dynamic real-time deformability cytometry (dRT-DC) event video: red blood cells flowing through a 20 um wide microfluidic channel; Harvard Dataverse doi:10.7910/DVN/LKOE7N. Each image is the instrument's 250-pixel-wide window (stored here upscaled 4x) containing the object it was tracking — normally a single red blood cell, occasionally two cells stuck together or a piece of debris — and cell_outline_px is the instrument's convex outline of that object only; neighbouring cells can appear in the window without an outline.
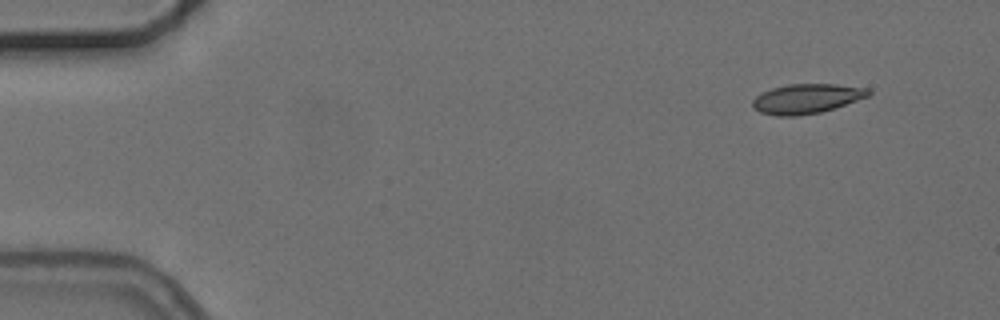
{"species": "common noctule bat (a hibernating species)", "species_latin": "Nyctalus noctula", "temperature_condition": "cold", "stored_images_in_passage": 2, "segment_of_instrument_passage": [2, 2], "camera_frame_rate_fps": 3000, "um_per_image_px": 0.085, "animal": {"sex": "female", "body_mass_g": 24.6, "forearm_length_mm": 56.2}, "frame": {"image": 1, "passage_image": 2, "time_ms": 2.0, "image_size_px": [1000, 320], "cell_outline_px": [[872, 92], [868, 96], [820, 112], [796, 116], [776, 116], [760, 112], [752, 108], [752, 100], [756, 96], [772, 88], [788, 84], [836, 84], [868, 88]], "centroid_in_image_um": [68.52, 8.38], "position_along_channel_um": 16.5, "area_um2": 19.83}}